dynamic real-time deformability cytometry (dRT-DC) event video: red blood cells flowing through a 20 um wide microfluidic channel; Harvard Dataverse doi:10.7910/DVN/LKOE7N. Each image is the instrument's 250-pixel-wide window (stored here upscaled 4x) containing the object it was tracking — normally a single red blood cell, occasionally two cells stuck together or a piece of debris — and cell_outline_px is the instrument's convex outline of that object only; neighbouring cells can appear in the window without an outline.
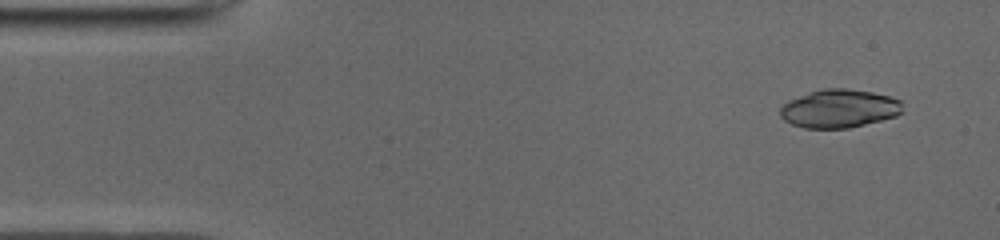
{"species": "common noctule bat (a hibernating species)", "species_latin": "Nyctalus noctula", "temperature_condition": "cold", "stored_images_in_passage": 50, "camera_frame_rate_fps": 3000, "um_per_image_px": 0.085, "animal": {"sex": "male", "body_mass_g": 19.0, "forearm_length_mm": 50.8}, "frame": {"image": 1, "passage_image": 4, "time_ms": 1.0, "image_size_px": [1000, 240], "cell_outline_px": [[904, 112], [896, 116], [848, 128], [804, 128], [792, 124], [784, 120], [780, 116], [780, 108], [788, 100], [824, 88], [844, 88], [872, 92], [888, 96], [900, 100]], "centroid_in_image_um": [71.34, 9.23], "position_along_channel_um": 13.7, "area_um2": 27.17}}